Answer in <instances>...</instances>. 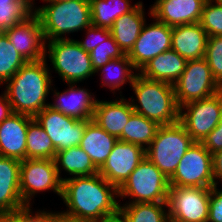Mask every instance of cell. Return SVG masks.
<instances>
[{"label": "cell", "mask_w": 222, "mask_h": 222, "mask_svg": "<svg viewBox=\"0 0 222 222\" xmlns=\"http://www.w3.org/2000/svg\"><path fill=\"white\" fill-rule=\"evenodd\" d=\"M193 143L192 137L180 122L162 125L159 126L155 138L145 150V156L170 179Z\"/></svg>", "instance_id": "cell-5"}, {"label": "cell", "mask_w": 222, "mask_h": 222, "mask_svg": "<svg viewBox=\"0 0 222 222\" xmlns=\"http://www.w3.org/2000/svg\"><path fill=\"white\" fill-rule=\"evenodd\" d=\"M208 35L201 24H185L172 27L171 49L187 61L205 56Z\"/></svg>", "instance_id": "cell-22"}, {"label": "cell", "mask_w": 222, "mask_h": 222, "mask_svg": "<svg viewBox=\"0 0 222 222\" xmlns=\"http://www.w3.org/2000/svg\"><path fill=\"white\" fill-rule=\"evenodd\" d=\"M100 222H126L120 214L103 219Z\"/></svg>", "instance_id": "cell-44"}, {"label": "cell", "mask_w": 222, "mask_h": 222, "mask_svg": "<svg viewBox=\"0 0 222 222\" xmlns=\"http://www.w3.org/2000/svg\"><path fill=\"white\" fill-rule=\"evenodd\" d=\"M202 144L211 154L222 150V112L218 125L207 135Z\"/></svg>", "instance_id": "cell-40"}, {"label": "cell", "mask_w": 222, "mask_h": 222, "mask_svg": "<svg viewBox=\"0 0 222 222\" xmlns=\"http://www.w3.org/2000/svg\"><path fill=\"white\" fill-rule=\"evenodd\" d=\"M34 117L13 113L0 123V156L26 159L27 129Z\"/></svg>", "instance_id": "cell-18"}, {"label": "cell", "mask_w": 222, "mask_h": 222, "mask_svg": "<svg viewBox=\"0 0 222 222\" xmlns=\"http://www.w3.org/2000/svg\"><path fill=\"white\" fill-rule=\"evenodd\" d=\"M215 1H217V2H219V3H221V4H222V0H215Z\"/></svg>", "instance_id": "cell-48"}, {"label": "cell", "mask_w": 222, "mask_h": 222, "mask_svg": "<svg viewBox=\"0 0 222 222\" xmlns=\"http://www.w3.org/2000/svg\"><path fill=\"white\" fill-rule=\"evenodd\" d=\"M187 60L170 49L151 59L138 73L145 78L173 84L186 67Z\"/></svg>", "instance_id": "cell-24"}, {"label": "cell", "mask_w": 222, "mask_h": 222, "mask_svg": "<svg viewBox=\"0 0 222 222\" xmlns=\"http://www.w3.org/2000/svg\"><path fill=\"white\" fill-rule=\"evenodd\" d=\"M56 148L46 131L33 119L27 129L26 159H54Z\"/></svg>", "instance_id": "cell-31"}, {"label": "cell", "mask_w": 222, "mask_h": 222, "mask_svg": "<svg viewBox=\"0 0 222 222\" xmlns=\"http://www.w3.org/2000/svg\"><path fill=\"white\" fill-rule=\"evenodd\" d=\"M207 0H156L150 7L153 19L170 27L200 22Z\"/></svg>", "instance_id": "cell-17"}, {"label": "cell", "mask_w": 222, "mask_h": 222, "mask_svg": "<svg viewBox=\"0 0 222 222\" xmlns=\"http://www.w3.org/2000/svg\"><path fill=\"white\" fill-rule=\"evenodd\" d=\"M212 175L216 183L222 181V150L212 154Z\"/></svg>", "instance_id": "cell-41"}, {"label": "cell", "mask_w": 222, "mask_h": 222, "mask_svg": "<svg viewBox=\"0 0 222 222\" xmlns=\"http://www.w3.org/2000/svg\"><path fill=\"white\" fill-rule=\"evenodd\" d=\"M89 54L95 72L110 60L122 58L126 55L115 42L112 35H110L106 41L95 47Z\"/></svg>", "instance_id": "cell-35"}, {"label": "cell", "mask_w": 222, "mask_h": 222, "mask_svg": "<svg viewBox=\"0 0 222 222\" xmlns=\"http://www.w3.org/2000/svg\"><path fill=\"white\" fill-rule=\"evenodd\" d=\"M87 30V39L85 40H77L79 45L86 51L91 52L95 47H97L99 44L106 41L109 36L111 35V32L108 28H102L94 25H90L86 28Z\"/></svg>", "instance_id": "cell-38"}, {"label": "cell", "mask_w": 222, "mask_h": 222, "mask_svg": "<svg viewBox=\"0 0 222 222\" xmlns=\"http://www.w3.org/2000/svg\"><path fill=\"white\" fill-rule=\"evenodd\" d=\"M170 187L212 188L218 184L212 175V154L204 145L194 142L184 154L169 179Z\"/></svg>", "instance_id": "cell-9"}, {"label": "cell", "mask_w": 222, "mask_h": 222, "mask_svg": "<svg viewBox=\"0 0 222 222\" xmlns=\"http://www.w3.org/2000/svg\"><path fill=\"white\" fill-rule=\"evenodd\" d=\"M199 23L208 37L222 36V4L215 0H207Z\"/></svg>", "instance_id": "cell-34"}, {"label": "cell", "mask_w": 222, "mask_h": 222, "mask_svg": "<svg viewBox=\"0 0 222 222\" xmlns=\"http://www.w3.org/2000/svg\"><path fill=\"white\" fill-rule=\"evenodd\" d=\"M53 212L36 211L33 215L31 205L25 206L19 209L13 214H0V222H47V220L53 215Z\"/></svg>", "instance_id": "cell-37"}, {"label": "cell", "mask_w": 222, "mask_h": 222, "mask_svg": "<svg viewBox=\"0 0 222 222\" xmlns=\"http://www.w3.org/2000/svg\"><path fill=\"white\" fill-rule=\"evenodd\" d=\"M129 0H90L91 24L102 28H110L114 21L123 14L132 11L134 5Z\"/></svg>", "instance_id": "cell-27"}, {"label": "cell", "mask_w": 222, "mask_h": 222, "mask_svg": "<svg viewBox=\"0 0 222 222\" xmlns=\"http://www.w3.org/2000/svg\"><path fill=\"white\" fill-rule=\"evenodd\" d=\"M47 3L42 7H33L35 8L34 13L39 18L46 42L67 39L65 34L84 30L91 25L90 0Z\"/></svg>", "instance_id": "cell-4"}, {"label": "cell", "mask_w": 222, "mask_h": 222, "mask_svg": "<svg viewBox=\"0 0 222 222\" xmlns=\"http://www.w3.org/2000/svg\"><path fill=\"white\" fill-rule=\"evenodd\" d=\"M211 188L170 187L167 197L169 217L184 222H207Z\"/></svg>", "instance_id": "cell-13"}, {"label": "cell", "mask_w": 222, "mask_h": 222, "mask_svg": "<svg viewBox=\"0 0 222 222\" xmlns=\"http://www.w3.org/2000/svg\"><path fill=\"white\" fill-rule=\"evenodd\" d=\"M43 2H62L67 0H42Z\"/></svg>", "instance_id": "cell-47"}, {"label": "cell", "mask_w": 222, "mask_h": 222, "mask_svg": "<svg viewBox=\"0 0 222 222\" xmlns=\"http://www.w3.org/2000/svg\"><path fill=\"white\" fill-rule=\"evenodd\" d=\"M207 222H222V190L212 187L209 200V216Z\"/></svg>", "instance_id": "cell-39"}, {"label": "cell", "mask_w": 222, "mask_h": 222, "mask_svg": "<svg viewBox=\"0 0 222 222\" xmlns=\"http://www.w3.org/2000/svg\"><path fill=\"white\" fill-rule=\"evenodd\" d=\"M166 207L167 203L123 204L119 207V214L126 222H167L169 213Z\"/></svg>", "instance_id": "cell-30"}, {"label": "cell", "mask_w": 222, "mask_h": 222, "mask_svg": "<svg viewBox=\"0 0 222 222\" xmlns=\"http://www.w3.org/2000/svg\"><path fill=\"white\" fill-rule=\"evenodd\" d=\"M47 222H74L70 218L64 217L60 214V212L54 214L47 220Z\"/></svg>", "instance_id": "cell-43"}, {"label": "cell", "mask_w": 222, "mask_h": 222, "mask_svg": "<svg viewBox=\"0 0 222 222\" xmlns=\"http://www.w3.org/2000/svg\"><path fill=\"white\" fill-rule=\"evenodd\" d=\"M204 58L208 62L212 76L222 87V36L208 37Z\"/></svg>", "instance_id": "cell-36"}, {"label": "cell", "mask_w": 222, "mask_h": 222, "mask_svg": "<svg viewBox=\"0 0 222 222\" xmlns=\"http://www.w3.org/2000/svg\"><path fill=\"white\" fill-rule=\"evenodd\" d=\"M221 112L222 90L210 97L181 106L179 122L194 142L202 143L218 125Z\"/></svg>", "instance_id": "cell-10"}, {"label": "cell", "mask_w": 222, "mask_h": 222, "mask_svg": "<svg viewBox=\"0 0 222 222\" xmlns=\"http://www.w3.org/2000/svg\"><path fill=\"white\" fill-rule=\"evenodd\" d=\"M118 139L107 133L93 120L86 123V128L79 147L91 158L99 169L110 155Z\"/></svg>", "instance_id": "cell-25"}, {"label": "cell", "mask_w": 222, "mask_h": 222, "mask_svg": "<svg viewBox=\"0 0 222 222\" xmlns=\"http://www.w3.org/2000/svg\"><path fill=\"white\" fill-rule=\"evenodd\" d=\"M169 179L145 157L118 189L120 198L131 197V203H167Z\"/></svg>", "instance_id": "cell-7"}, {"label": "cell", "mask_w": 222, "mask_h": 222, "mask_svg": "<svg viewBox=\"0 0 222 222\" xmlns=\"http://www.w3.org/2000/svg\"><path fill=\"white\" fill-rule=\"evenodd\" d=\"M20 0H0V7H9L10 4L16 3Z\"/></svg>", "instance_id": "cell-45"}, {"label": "cell", "mask_w": 222, "mask_h": 222, "mask_svg": "<svg viewBox=\"0 0 222 222\" xmlns=\"http://www.w3.org/2000/svg\"><path fill=\"white\" fill-rule=\"evenodd\" d=\"M134 69V70H133ZM102 75V87L105 85L111 88V91L120 90L122 85L129 81V85L133 83V80L137 74V70L132 65L126 54L122 58L112 59L106 65L97 70ZM136 71V73H134Z\"/></svg>", "instance_id": "cell-29"}, {"label": "cell", "mask_w": 222, "mask_h": 222, "mask_svg": "<svg viewBox=\"0 0 222 222\" xmlns=\"http://www.w3.org/2000/svg\"><path fill=\"white\" fill-rule=\"evenodd\" d=\"M48 49V51H47ZM48 58L66 84L79 83L95 74L89 52L74 39H57L46 42L45 58Z\"/></svg>", "instance_id": "cell-6"}, {"label": "cell", "mask_w": 222, "mask_h": 222, "mask_svg": "<svg viewBox=\"0 0 222 222\" xmlns=\"http://www.w3.org/2000/svg\"><path fill=\"white\" fill-rule=\"evenodd\" d=\"M4 33L15 50L27 62L40 61L45 58L46 40L39 18L34 12Z\"/></svg>", "instance_id": "cell-16"}, {"label": "cell", "mask_w": 222, "mask_h": 222, "mask_svg": "<svg viewBox=\"0 0 222 222\" xmlns=\"http://www.w3.org/2000/svg\"><path fill=\"white\" fill-rule=\"evenodd\" d=\"M142 3L139 1L132 11L118 17L109 28L115 42L125 54H128L133 48L145 22H147Z\"/></svg>", "instance_id": "cell-23"}, {"label": "cell", "mask_w": 222, "mask_h": 222, "mask_svg": "<svg viewBox=\"0 0 222 222\" xmlns=\"http://www.w3.org/2000/svg\"><path fill=\"white\" fill-rule=\"evenodd\" d=\"M54 161L59 178L62 181L63 178L60 177L61 169L73 177L92 176L98 173V168L94 165L91 158L79 146L56 152Z\"/></svg>", "instance_id": "cell-26"}, {"label": "cell", "mask_w": 222, "mask_h": 222, "mask_svg": "<svg viewBox=\"0 0 222 222\" xmlns=\"http://www.w3.org/2000/svg\"><path fill=\"white\" fill-rule=\"evenodd\" d=\"M35 0H20L9 7H0V32L14 27L34 12Z\"/></svg>", "instance_id": "cell-33"}, {"label": "cell", "mask_w": 222, "mask_h": 222, "mask_svg": "<svg viewBox=\"0 0 222 222\" xmlns=\"http://www.w3.org/2000/svg\"><path fill=\"white\" fill-rule=\"evenodd\" d=\"M144 24L133 48L127 54L133 67L139 72L151 59L171 49L172 27L157 19Z\"/></svg>", "instance_id": "cell-14"}, {"label": "cell", "mask_w": 222, "mask_h": 222, "mask_svg": "<svg viewBox=\"0 0 222 222\" xmlns=\"http://www.w3.org/2000/svg\"><path fill=\"white\" fill-rule=\"evenodd\" d=\"M34 119L46 131L56 152L79 146L89 120L77 119L47 106Z\"/></svg>", "instance_id": "cell-12"}, {"label": "cell", "mask_w": 222, "mask_h": 222, "mask_svg": "<svg viewBox=\"0 0 222 222\" xmlns=\"http://www.w3.org/2000/svg\"><path fill=\"white\" fill-rule=\"evenodd\" d=\"M167 222H184V221L178 220L176 218H168Z\"/></svg>", "instance_id": "cell-46"}, {"label": "cell", "mask_w": 222, "mask_h": 222, "mask_svg": "<svg viewBox=\"0 0 222 222\" xmlns=\"http://www.w3.org/2000/svg\"><path fill=\"white\" fill-rule=\"evenodd\" d=\"M53 190L62 194V180L59 178L54 159H25L20 165V194L23 203L30 206L32 197L39 192Z\"/></svg>", "instance_id": "cell-11"}, {"label": "cell", "mask_w": 222, "mask_h": 222, "mask_svg": "<svg viewBox=\"0 0 222 222\" xmlns=\"http://www.w3.org/2000/svg\"><path fill=\"white\" fill-rule=\"evenodd\" d=\"M131 87L137 98L134 100L132 96L129 100L135 113L160 126L179 122L180 108L176 102L173 84L151 80L137 73Z\"/></svg>", "instance_id": "cell-3"}, {"label": "cell", "mask_w": 222, "mask_h": 222, "mask_svg": "<svg viewBox=\"0 0 222 222\" xmlns=\"http://www.w3.org/2000/svg\"><path fill=\"white\" fill-rule=\"evenodd\" d=\"M117 197L118 188L99 173L63 178L61 198L69 209L60 214L74 222H100L119 214Z\"/></svg>", "instance_id": "cell-1"}, {"label": "cell", "mask_w": 222, "mask_h": 222, "mask_svg": "<svg viewBox=\"0 0 222 222\" xmlns=\"http://www.w3.org/2000/svg\"><path fill=\"white\" fill-rule=\"evenodd\" d=\"M13 114L12 106L4 93L0 96V123Z\"/></svg>", "instance_id": "cell-42"}, {"label": "cell", "mask_w": 222, "mask_h": 222, "mask_svg": "<svg viewBox=\"0 0 222 222\" xmlns=\"http://www.w3.org/2000/svg\"><path fill=\"white\" fill-rule=\"evenodd\" d=\"M46 61L27 62L6 82L5 93L13 113L35 117L49 106L45 101L53 84Z\"/></svg>", "instance_id": "cell-2"}, {"label": "cell", "mask_w": 222, "mask_h": 222, "mask_svg": "<svg viewBox=\"0 0 222 222\" xmlns=\"http://www.w3.org/2000/svg\"><path fill=\"white\" fill-rule=\"evenodd\" d=\"M133 113L130 101L124 97L115 101L97 100L92 120L118 139Z\"/></svg>", "instance_id": "cell-21"}, {"label": "cell", "mask_w": 222, "mask_h": 222, "mask_svg": "<svg viewBox=\"0 0 222 222\" xmlns=\"http://www.w3.org/2000/svg\"><path fill=\"white\" fill-rule=\"evenodd\" d=\"M159 126L156 122L134 112L118 140L139 145L146 150L155 138Z\"/></svg>", "instance_id": "cell-28"}, {"label": "cell", "mask_w": 222, "mask_h": 222, "mask_svg": "<svg viewBox=\"0 0 222 222\" xmlns=\"http://www.w3.org/2000/svg\"><path fill=\"white\" fill-rule=\"evenodd\" d=\"M222 90L212 76L205 58L189 60L179 79L174 83L179 108L187 103L202 100Z\"/></svg>", "instance_id": "cell-8"}, {"label": "cell", "mask_w": 222, "mask_h": 222, "mask_svg": "<svg viewBox=\"0 0 222 222\" xmlns=\"http://www.w3.org/2000/svg\"><path fill=\"white\" fill-rule=\"evenodd\" d=\"M27 61L17 52L9 42L7 35L0 32V86L6 82L24 65Z\"/></svg>", "instance_id": "cell-32"}, {"label": "cell", "mask_w": 222, "mask_h": 222, "mask_svg": "<svg viewBox=\"0 0 222 222\" xmlns=\"http://www.w3.org/2000/svg\"><path fill=\"white\" fill-rule=\"evenodd\" d=\"M21 161L0 156V214H13L26 205L20 194Z\"/></svg>", "instance_id": "cell-19"}, {"label": "cell", "mask_w": 222, "mask_h": 222, "mask_svg": "<svg viewBox=\"0 0 222 222\" xmlns=\"http://www.w3.org/2000/svg\"><path fill=\"white\" fill-rule=\"evenodd\" d=\"M75 84L69 83V89L67 88L62 93L51 89L54 92L53 95L56 102L49 103V107L67 116L92 120L97 99L94 97V94L91 95V92L89 93L88 89L77 88Z\"/></svg>", "instance_id": "cell-20"}, {"label": "cell", "mask_w": 222, "mask_h": 222, "mask_svg": "<svg viewBox=\"0 0 222 222\" xmlns=\"http://www.w3.org/2000/svg\"><path fill=\"white\" fill-rule=\"evenodd\" d=\"M145 157L141 146L118 140L98 173L119 189Z\"/></svg>", "instance_id": "cell-15"}]
</instances>
